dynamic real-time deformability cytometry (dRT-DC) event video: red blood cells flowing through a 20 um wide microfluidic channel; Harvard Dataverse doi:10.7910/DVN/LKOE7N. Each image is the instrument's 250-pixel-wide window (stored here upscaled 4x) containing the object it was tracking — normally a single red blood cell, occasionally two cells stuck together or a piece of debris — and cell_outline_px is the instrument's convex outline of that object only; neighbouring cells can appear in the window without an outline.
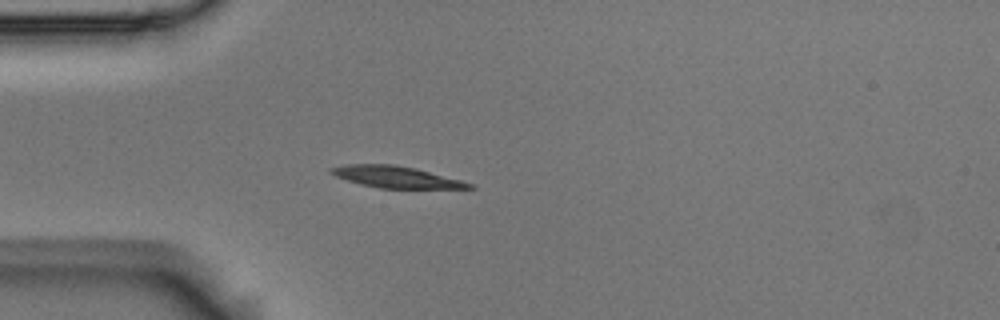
{"species": "Egyptian fruit bat (a non-hibernating species)", "species_latin": "Rousettus aegyptiacus", "temperature_condition": "room temperature", "stored_images_in_passage": 41, "camera_frame_rate_fps": 3000, "um_per_image_px": 0.085, "animal": {"sex": "male"}, "frame": {"image": 1, "passage_image": 1, "time_ms": 0.0, "image_size_px": [1000, 320], "cell_outline_px": [[476, 188], [380, 188], [360, 184], [336, 176], [328, 172], [328, 168], [344, 164], [392, 164], [416, 168], [460, 180], [472, 184]], "centroid_in_image_um": [33.6, 15.03], "position_along_channel_um": 51.4, "area_um2": 17.22}}
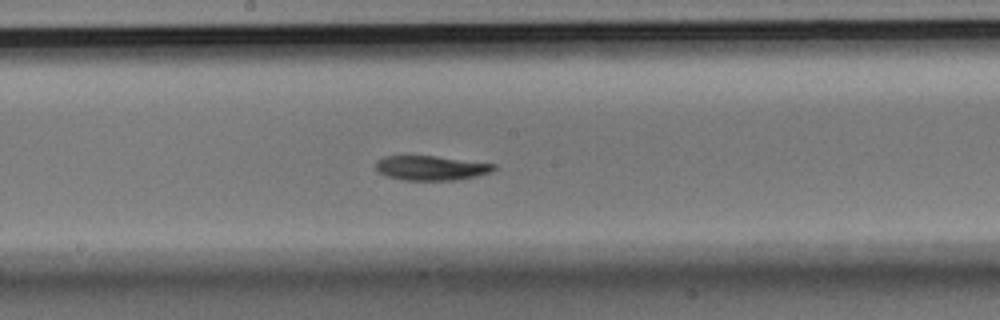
{"frame": {"image": 2, "passage_image": 15, "time_ms": 4.667, "image_size_px": [1000, 320], "cell_outline_px": [[496, 168], [492, 172], [476, 176], [456, 180], [404, 180], [388, 176], [380, 172], [376, 168], [376, 160], [384, 156], [436, 156], [496, 164]], "centroid_in_image_um": [36.66, 14.27], "position_along_channel_um": 211.5, "area_um2": 16.82}}
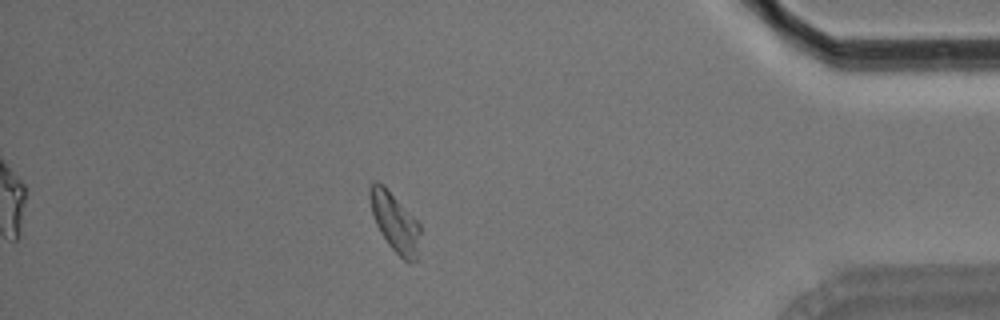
{"frame": {"image": 3, "passage_image": 34, "time_ms": 11.0, "image_size_px": [1000, 320], "cell_outline_px": [[420, 232], [416, 260], [404, 260], [388, 244], [380, 232], [376, 224], [372, 212], [368, 196], [368, 188], [372, 180], [376, 180], [384, 184], [420, 224]], "centroid_in_image_um": [33.52, 18.8], "position_along_channel_um": 401.7, "area_um2": 17.22}, "authors_computed_cell_mechanics": {"area_um2": 17.34, "velocity_mm_per_s": 3.641, "shape_relaxation_time_tau1_ms": 3.8167, "shape_relaxation_time_tau2_ms": null, "deformation_change_tau1": 0.1493, "deformation_change_tau2": null}}